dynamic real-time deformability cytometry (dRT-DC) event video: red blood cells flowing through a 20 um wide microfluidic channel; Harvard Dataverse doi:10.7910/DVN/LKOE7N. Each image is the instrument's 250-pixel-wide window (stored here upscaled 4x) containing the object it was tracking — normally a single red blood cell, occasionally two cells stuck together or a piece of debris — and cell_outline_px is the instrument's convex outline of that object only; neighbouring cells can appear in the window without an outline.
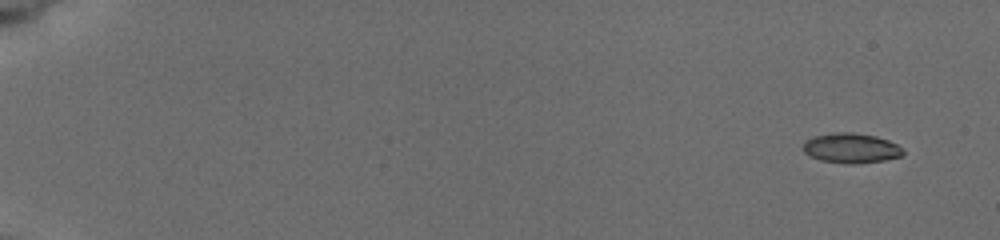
{"species": "common noctule bat (a hibernating species)", "species_latin": "Nyctalus noctula", "temperature_condition": "cold", "stored_images_in_passage": 5, "camera_frame_rate_fps": 3000, "um_per_image_px": 0.085, "animal": {"sex": "female", "body_mass_g": 19.5, "forearm_length_mm": 54.1}, "frame": {"image": 1, "passage_image": 1, "time_ms": 0.0, "image_size_px": [1000, 240], "cell_outline_px": [[904, 156], [884, 160], [856, 164], [848, 164], [820, 160], [804, 152], [804, 144], [812, 136], [836, 132], [852, 132], [876, 136], [888, 140], [896, 144], [904, 152]], "centroid_in_image_um": [72.37, 12.59], "position_along_channel_um": 12.6, "area_um2": 17.34}}
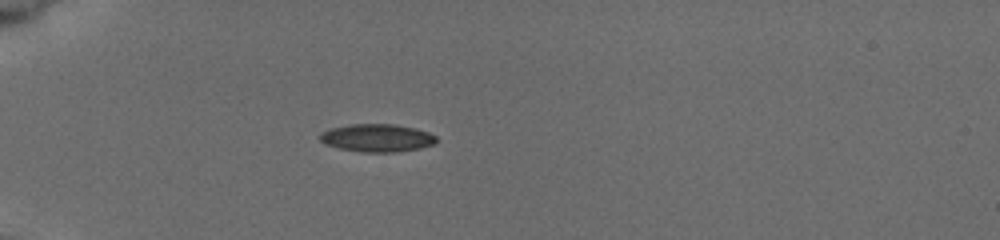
{"frame": {"image": 2, "passage_image": 5, "time_ms": 5.0, "image_size_px": [1000, 240], "cell_outline_px": [[436, 140], [432, 144], [420, 148], [396, 152], [364, 152], [340, 148], [324, 144], [320, 140], [320, 132], [332, 128], [352, 124], [392, 124], [412, 128], [428, 132], [436, 136]], "centroid_in_image_um": [32.02, 11.72], "position_along_channel_um": 53.0, "area_um2": 18.61}}